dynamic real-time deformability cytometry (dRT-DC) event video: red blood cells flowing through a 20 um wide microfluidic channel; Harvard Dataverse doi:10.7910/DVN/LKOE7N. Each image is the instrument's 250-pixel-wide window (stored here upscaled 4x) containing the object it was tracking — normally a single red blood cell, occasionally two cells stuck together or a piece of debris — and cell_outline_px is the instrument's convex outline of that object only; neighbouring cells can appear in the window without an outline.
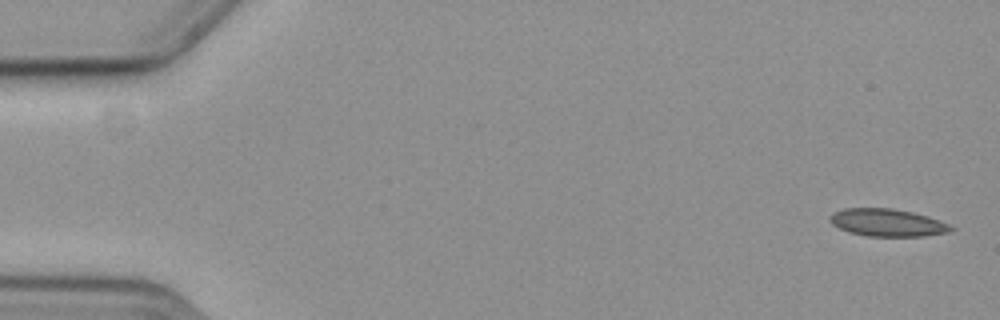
{"species": "common noctule bat (a hibernating species)", "species_latin": "Nyctalus noctula", "temperature_condition": "cold", "stored_images_in_passage": 57, "camera_frame_rate_fps": 3000, "um_per_image_px": 0.085, "animal": {"sex": "female", "body_mass_g": 19.3, "forearm_length_mm": 54.1}, "frame": {"image": 1, "passage_image": 1, "time_ms": 0.0, "image_size_px": [1000, 320], "cell_outline_px": [[956, 228], [948, 232], [924, 236], [868, 236], [848, 232], [832, 224], [828, 220], [836, 212], [844, 208], [892, 208], [912, 212], [928, 216], [948, 224]], "centroid_in_image_um": [75.44, 18.92], "position_along_channel_um": 9.6, "area_um2": 19.25}}
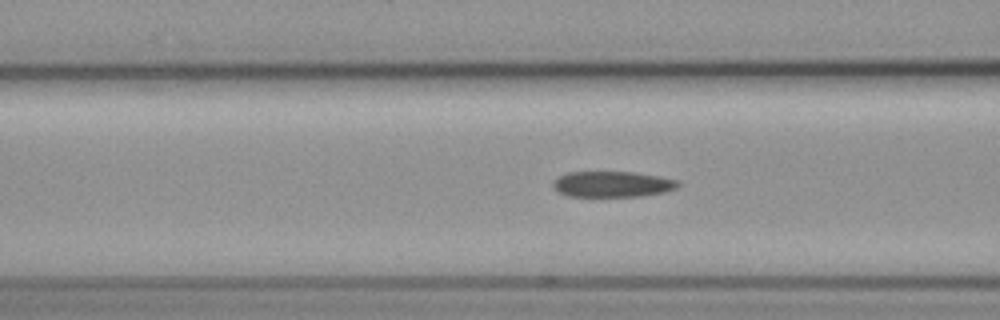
{"frame": {"image": 2, "passage_image": 22, "time_ms": 7.0, "image_size_px": [1000, 320], "cell_outline_px": [[680, 184], [676, 188], [664, 192], [640, 196], [568, 196], [560, 192], [552, 184], [560, 176], [568, 172], [632, 172], [660, 176], [680, 180]], "centroid_in_image_um": [52.12, 15.65], "position_along_channel_um": 114.5, "area_um2": 18.61}}
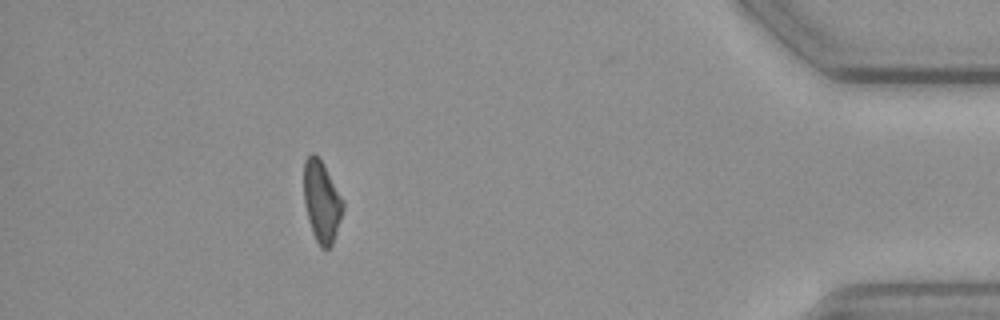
{"frame": {"image": 3, "passage_image": 51, "time_ms": 16.667, "image_size_px": [1000, 320], "cell_outline_px": [[344, 208], [332, 244], [328, 248], [320, 248], [312, 232], [304, 204], [304, 160], [312, 152], [320, 160], [344, 200]], "centroid_in_image_um": [27.33, 17.14], "position_along_channel_um": 407.9, "area_um2": 18.26}, "authors_computed_cell_mechanics": {"area_um2": 19.5364, "velocity_mm_per_s": 3.6094, "shape_relaxation_time_tau1_ms": 5.2657, "shape_relaxation_time_tau2_ms": 4.5605, "deformation_change_tau1": 0.1314, "deformation_change_tau2": 0.1349}}